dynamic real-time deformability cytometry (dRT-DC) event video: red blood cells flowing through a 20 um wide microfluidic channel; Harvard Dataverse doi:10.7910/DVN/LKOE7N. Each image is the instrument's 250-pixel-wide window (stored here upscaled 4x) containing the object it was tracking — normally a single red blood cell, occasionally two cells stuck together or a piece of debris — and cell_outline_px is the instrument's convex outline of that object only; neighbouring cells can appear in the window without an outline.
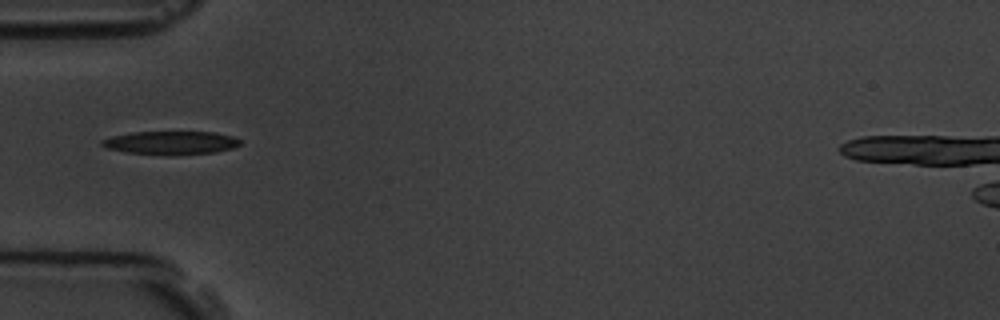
{"species": "common noctule bat (a hibernating species)", "species_latin": "Nyctalus noctula", "temperature_condition": "room temperature", "stored_images_in_passage": 3, "camera_frame_rate_fps": 3000, "um_per_image_px": 0.085, "animal": {"sex": "male", "body_mass_g": 19.5, "forearm_length_mm": 54.6}, "frame": {"image": 1, "passage_image": 1, "time_ms": 0.0, "image_size_px": [1000, 320], "cell_outline_px": [[240, 144], [232, 148], [216, 152], [128, 152], [108, 148], [100, 144], [100, 140], [112, 136], [132, 132], [216, 132], [232, 136], [240, 140]], "centroid_in_image_um": [14.52, 12.08], "position_along_channel_um": 70.5, "area_um2": 17.63}}
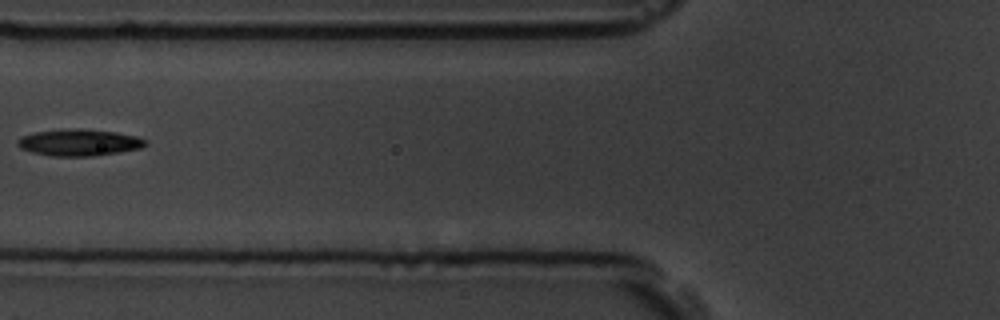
{"frame": {"image": 2, "passage_image": 2, "time_ms": 1.333, "image_size_px": [1000, 320], "cell_outline_px": [[148, 144], [140, 148], [96, 156], [52, 156], [32, 152], [20, 148], [16, 144], [16, 140], [20, 136], [36, 132], [76, 128], [116, 132], [136, 136], [148, 140]], "centroid_in_image_um": [6.72, 12.11], "position_along_channel_um": 119.1, "area_um2": 19.88}}
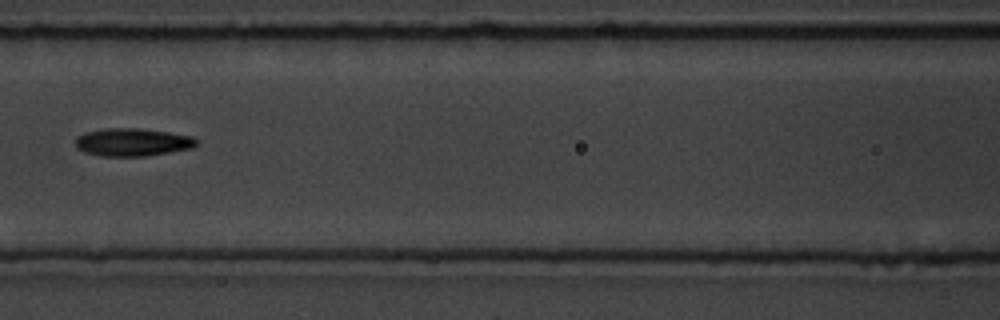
{"frame": {"image": 3, "passage_image": 3, "time_ms": 2.333, "image_size_px": [1000, 320], "cell_outline_px": [[200, 140], [192, 148], [148, 156], [104, 156], [84, 152], [76, 148], [76, 136], [84, 132], [104, 128], [140, 128], [168, 132], [192, 136]], "centroid_in_image_um": [11.26, 12.08], "position_along_channel_um": 155.3, "area_um2": 19.83}}